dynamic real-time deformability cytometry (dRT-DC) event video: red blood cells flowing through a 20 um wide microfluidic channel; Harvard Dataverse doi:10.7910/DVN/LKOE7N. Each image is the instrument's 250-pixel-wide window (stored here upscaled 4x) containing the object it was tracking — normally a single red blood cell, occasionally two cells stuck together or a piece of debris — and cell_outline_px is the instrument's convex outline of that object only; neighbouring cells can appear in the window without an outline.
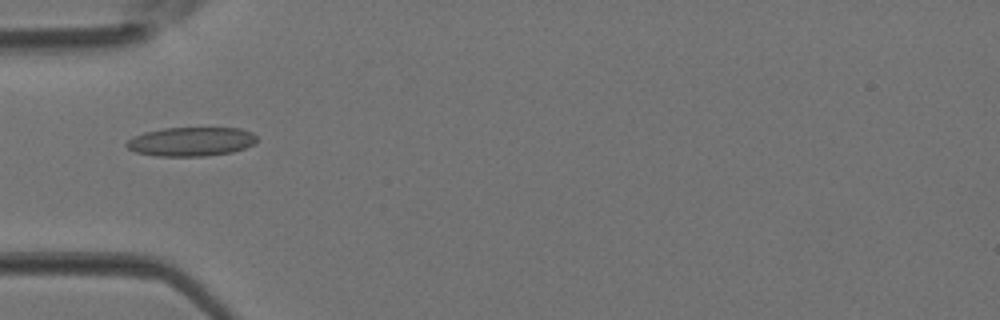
{"species": "Egyptian fruit bat (a non-hibernating species)", "species_latin": "Rousettus aegyptiacus", "temperature_condition": "room temperature", "stored_images_in_passage": 4, "camera_frame_rate_fps": 3000, "um_per_image_px": 0.085, "animal": {"sex": "female"}, "frame": {"image": 1, "passage_image": 3, "time_ms": 0.667, "image_size_px": [1000, 320], "cell_outline_px": [[256, 140], [252, 144], [244, 148], [232, 152], [204, 156], [156, 156], [136, 152], [128, 148], [124, 144], [132, 136], [144, 132], [164, 128], [240, 128], [252, 132], [256, 136]], "centroid_in_image_um": [16.21, 12.03], "position_along_channel_um": 68.8, "area_um2": 22.02}}
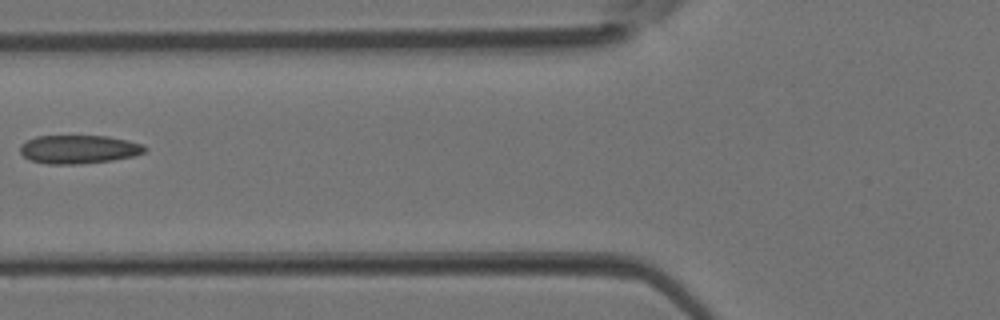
{"frame": {"image": 2, "passage_image": 4, "time_ms": 1.0, "image_size_px": [1000, 320], "cell_outline_px": [[148, 148], [144, 152], [132, 156], [112, 160], [80, 164], [48, 164], [28, 160], [20, 152], [20, 144], [36, 136], [108, 136], [128, 140], [144, 144]], "centroid_in_image_um": [6.69, 12.69], "position_along_channel_um": 119.1, "area_um2": 20.81}}